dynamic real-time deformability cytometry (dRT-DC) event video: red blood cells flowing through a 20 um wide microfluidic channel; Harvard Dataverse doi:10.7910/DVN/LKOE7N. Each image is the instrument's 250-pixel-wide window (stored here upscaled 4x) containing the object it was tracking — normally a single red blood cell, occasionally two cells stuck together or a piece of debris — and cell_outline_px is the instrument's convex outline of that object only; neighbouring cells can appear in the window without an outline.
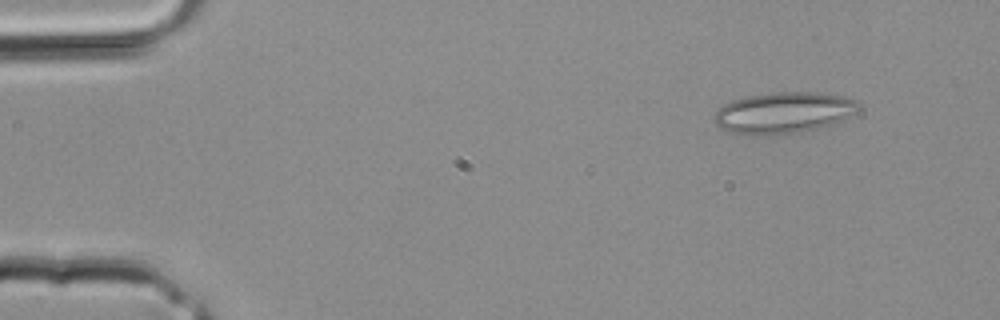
{"species": "common noctule bat (a hibernating species)", "species_latin": "Nyctalus noctula", "temperature_condition": "room temperature", "stored_images_in_passage": 3, "camera_frame_rate_fps": 3000, "um_per_image_px": 0.085, "animal": {"sex": "male", "body_mass_g": 20.4}, "frame": {"image": 1, "passage_image": 2, "time_ms": 0.333, "image_size_px": [1000, 320], "cell_outline_px": [[860, 108], [856, 112], [832, 124], [800, 132], [760, 136], [748, 136], [728, 132], [720, 128], [712, 120], [712, 116], [724, 104], [732, 100], [748, 96], [776, 92], [808, 92], [840, 96], [856, 100], [860, 104]], "centroid_in_image_um": [66.53, 9.6], "position_along_channel_um": 18.5, "area_um2": 34.74}}